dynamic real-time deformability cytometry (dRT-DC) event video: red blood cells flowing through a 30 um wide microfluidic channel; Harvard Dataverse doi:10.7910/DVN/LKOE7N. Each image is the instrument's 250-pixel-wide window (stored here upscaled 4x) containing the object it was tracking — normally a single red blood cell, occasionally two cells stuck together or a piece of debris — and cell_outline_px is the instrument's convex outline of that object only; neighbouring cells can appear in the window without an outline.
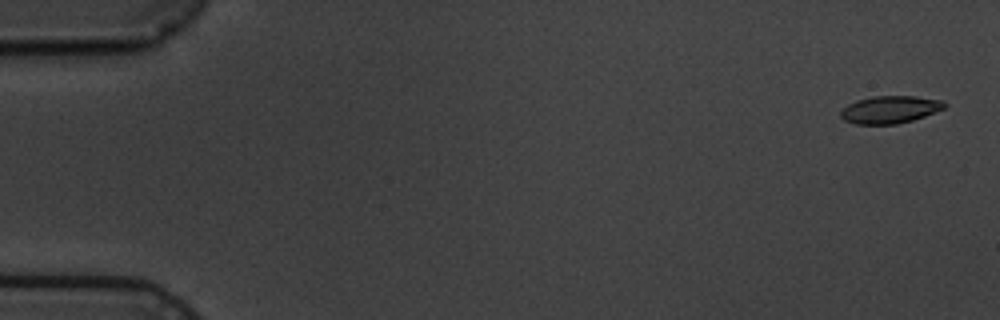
{"species": "common noctule bat (a hibernating species)", "species_latin": "Nyctalus noctula", "temperature_condition": "cold", "stored_images_in_passage": 15, "camera_frame_rate_fps": 3000, "um_per_image_px": 0.085, "animal": {"sex": "male", "body_mass_g": 19.5, "forearm_length_mm": 54.6}, "frame": {"image": 1, "passage_image": 1, "time_ms": 0.0, "image_size_px": [1000, 320], "cell_outline_px": [[948, 104], [944, 108], [924, 116], [912, 120], [896, 124], [856, 124], [844, 120], [840, 116], [840, 112], [848, 104], [856, 100], [872, 96], [916, 96], [944, 100]], "centroid_in_image_um": [75.66, 9.3], "position_along_channel_um": 9.3, "area_um2": 16.65}}
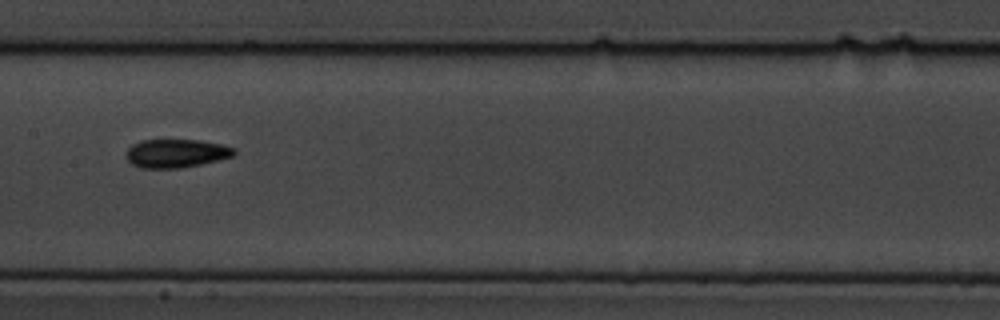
{"frame": {"image": 2, "passage_image": 8, "time_ms": 9.0, "image_size_px": [1000, 320], "cell_outline_px": [[236, 152], [232, 156], [200, 164], [180, 168], [140, 168], [132, 164], [124, 156], [124, 152], [132, 144], [140, 140], [200, 140], [220, 144], [236, 148]], "centroid_in_image_um": [14.91, 13.03], "position_along_channel_um": 192.5, "area_um2": 17.98}}
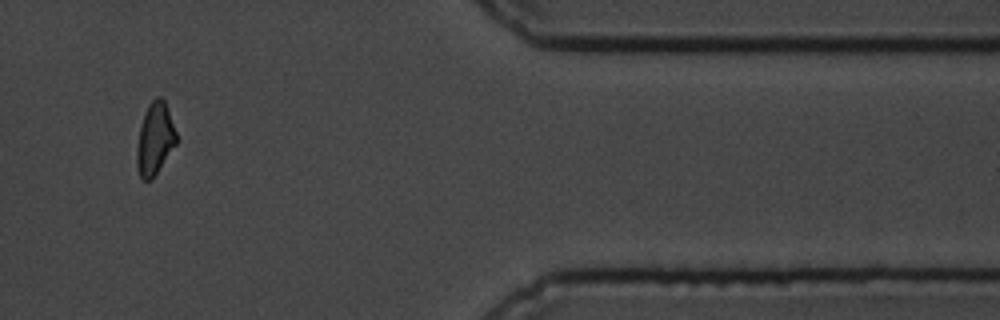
{"frame": {"image": 3, "passage_image": 13, "time_ms": 15.667, "image_size_px": [1000, 320], "cell_outline_px": [[176, 144], [152, 180], [144, 180], [140, 176], [136, 164], [136, 148], [140, 128], [144, 112], [148, 104], [156, 96], [160, 96], [164, 100], [176, 132]], "centroid_in_image_um": [13.15, 11.81], "position_along_channel_um": 398.3, "area_um2": 16.53}, "authors_computed_cell_mechanics": {"area_um2": 17.1666, "velocity_mm_per_s": 3.5675, "shape_relaxation_time_tau1_ms": 2.5329, "shape_relaxation_time_tau2_ms": 3.6125, "deformation_change_tau1": 0.1143, "deformation_change_tau2": 0.0709}}